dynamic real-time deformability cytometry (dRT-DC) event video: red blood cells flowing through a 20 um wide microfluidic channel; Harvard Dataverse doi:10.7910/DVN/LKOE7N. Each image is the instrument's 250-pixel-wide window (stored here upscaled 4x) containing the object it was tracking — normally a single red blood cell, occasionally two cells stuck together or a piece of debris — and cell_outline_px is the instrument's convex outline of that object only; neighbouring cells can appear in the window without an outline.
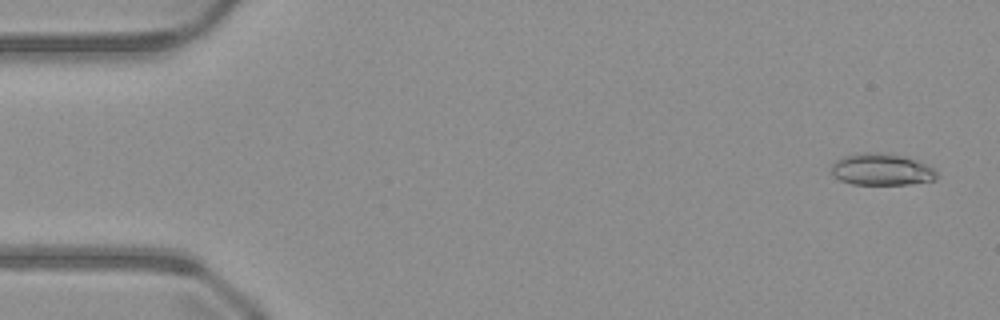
{"species": "common noctule bat (a hibernating species)", "species_latin": "Nyctalus noctula", "temperature_condition": "warm", "stored_images_in_passage": 50, "camera_frame_rate_fps": 3000, "um_per_image_px": 0.085, "animal": {"sex": "male", "body_mass_g": 23.1, "forearm_length_mm": 52.7}, "frame": {"image": 1, "passage_image": 2, "time_ms": 0.333, "image_size_px": [1000, 320], "cell_outline_px": [[936, 180], [908, 184], [852, 184], [840, 180], [832, 176], [832, 164], [836, 160], [844, 156], [864, 152], [888, 152], [904, 156], [916, 160], [932, 168], [936, 172]], "centroid_in_image_um": [74.9, 14.39], "position_along_channel_um": 10.1, "area_um2": 19.54}}
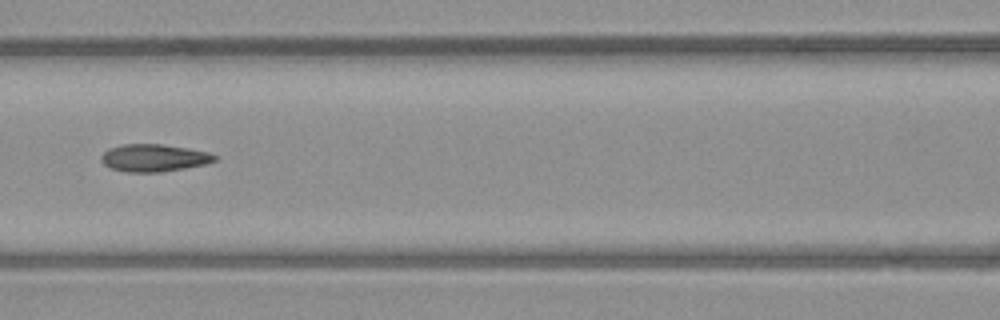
{"frame": {"image": 2, "passage_image": 22, "time_ms": 7.0, "image_size_px": [1000, 320], "cell_outline_px": [[216, 160], [208, 164], [160, 172], [124, 172], [108, 168], [100, 160], [100, 156], [108, 148], [124, 144], [160, 144], [188, 148], [208, 152], [216, 156]], "centroid_in_image_um": [13.05, 13.42], "position_along_channel_um": 153.6, "area_um2": 18.26}}
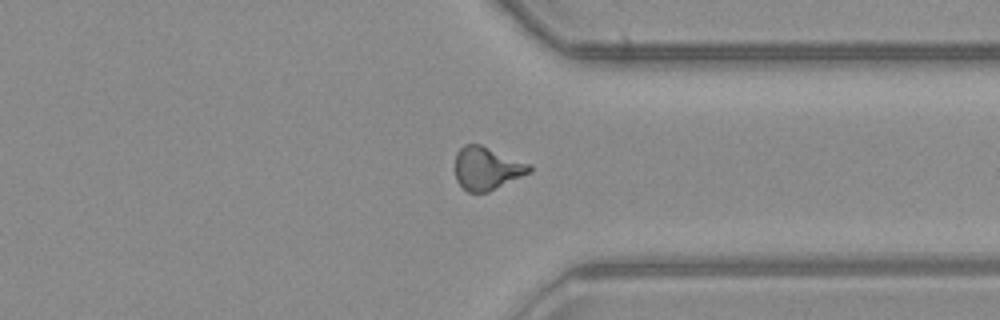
{"frame": {"image": 3, "passage_image": 38, "time_ms": 12.333, "image_size_px": [1000, 320], "cell_outline_px": [[532, 172], [488, 192], [468, 192], [456, 180], [456, 152], [464, 144], [480, 144], [532, 164]], "centroid_in_image_um": [41.42, 14.3], "position_along_channel_um": 370.0, "area_um2": 18.67}}